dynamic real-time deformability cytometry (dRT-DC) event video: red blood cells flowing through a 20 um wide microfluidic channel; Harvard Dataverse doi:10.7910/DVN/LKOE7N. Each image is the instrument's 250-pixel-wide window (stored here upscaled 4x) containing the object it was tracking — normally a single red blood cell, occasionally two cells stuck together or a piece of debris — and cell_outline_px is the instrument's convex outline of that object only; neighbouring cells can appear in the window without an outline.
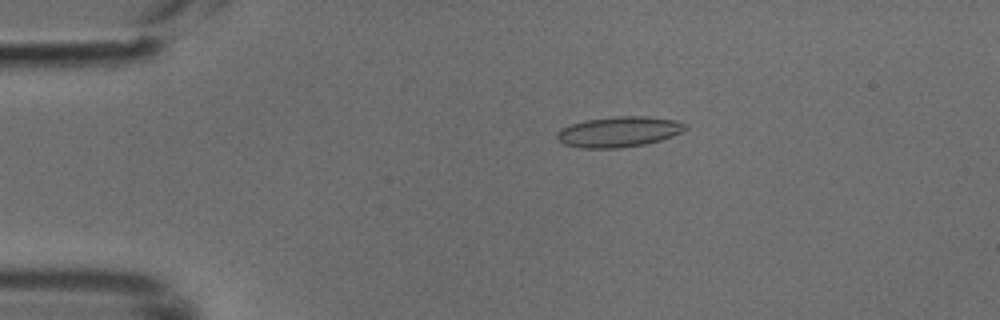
{"species": "common noctule bat (a hibernating species)", "species_latin": "Nyctalus noctula", "temperature_condition": "cold", "stored_images_in_passage": 49, "camera_frame_rate_fps": 3000, "um_per_image_px": 0.085, "animal": {"sex": "male", "body_mass_g": 18.8}, "frame": {"image": 1, "passage_image": 10, "time_ms": 3.0, "image_size_px": [1000, 320], "cell_outline_px": [[688, 128], [672, 136], [660, 140], [644, 144], [620, 148], [580, 148], [564, 144], [556, 136], [556, 132], [560, 128], [584, 120], [616, 116], [644, 116], [676, 120], [688, 124]], "centroid_in_image_um": [52.6, 11.2], "position_along_channel_um": 32.4, "area_um2": 22.83}}
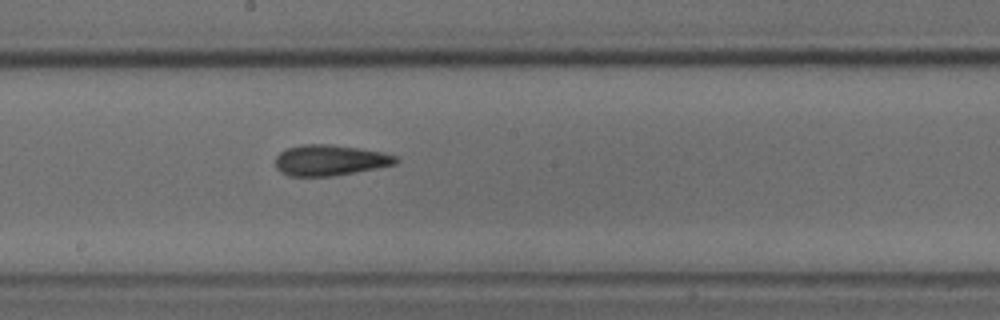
{"frame": {"image": 2, "passage_image": 27, "time_ms": 8.667, "image_size_px": [1000, 320], "cell_outline_px": [[400, 160], [396, 164], [376, 168], [332, 176], [288, 176], [280, 172], [276, 168], [276, 156], [280, 152], [288, 148], [300, 144], [328, 144], [384, 152], [396, 156]], "centroid_in_image_um": [28.03, 13.62], "position_along_channel_um": 220.2, "area_um2": 21.56}}
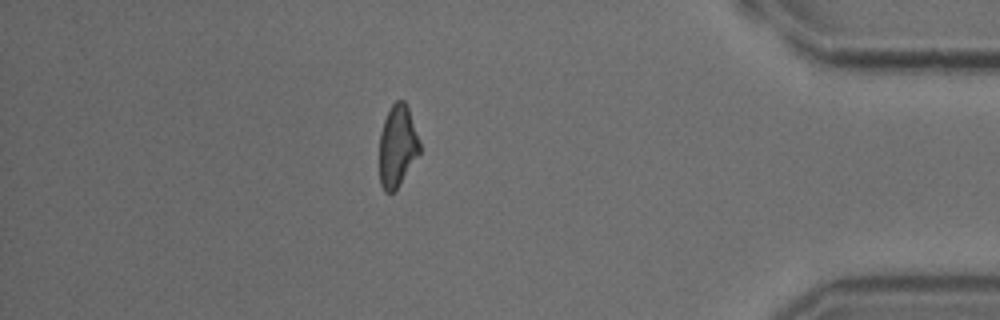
{"frame": {"image": 3, "passage_image": 43, "time_ms": 14.0, "image_size_px": [1000, 320], "cell_outline_px": [[420, 152], [396, 188], [392, 192], [384, 192], [380, 184], [380, 132], [384, 120], [392, 104], [396, 100], [404, 100], [408, 108], [420, 140]], "centroid_in_image_um": [33.77, 12.39], "position_along_channel_um": 401.4, "area_um2": 18.9}}